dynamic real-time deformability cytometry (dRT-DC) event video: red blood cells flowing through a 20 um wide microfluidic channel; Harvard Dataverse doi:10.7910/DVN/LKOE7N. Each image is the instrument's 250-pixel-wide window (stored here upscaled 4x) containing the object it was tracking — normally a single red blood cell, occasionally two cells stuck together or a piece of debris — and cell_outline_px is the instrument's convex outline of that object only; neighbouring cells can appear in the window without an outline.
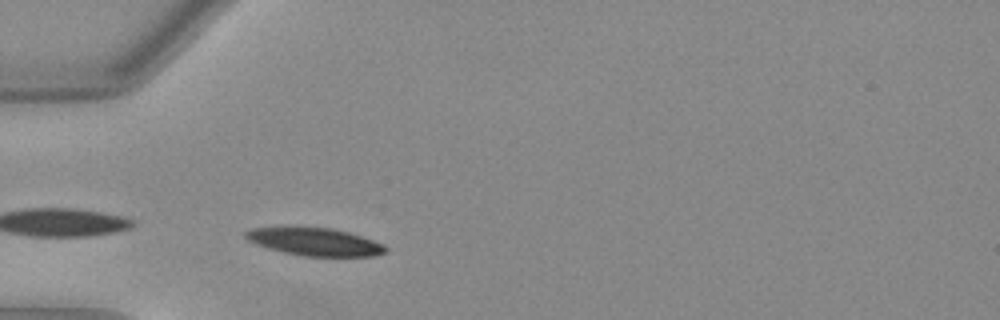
{"species": "Egyptian fruit bat (a non-hibernating species)", "species_latin": "Rousettus aegyptiacus", "temperature_condition": "warm", "stored_images_in_passage": 22, "camera_frame_rate_fps": 3000, "um_per_image_px": 0.085, "animal": {"sex": "female"}, "frame": {"image": 1, "passage_image": 1, "time_ms": 0.0, "image_size_px": [1000, 320], "cell_outline_px": [[388, 248], [384, 252], [372, 256], [300, 256], [268, 248], [256, 244], [248, 240], [244, 236], [244, 232], [252, 228], [332, 228], [348, 232], [384, 244]], "centroid_in_image_um": [26.76, 20.56], "position_along_channel_um": 58.2, "area_um2": 22.2}}
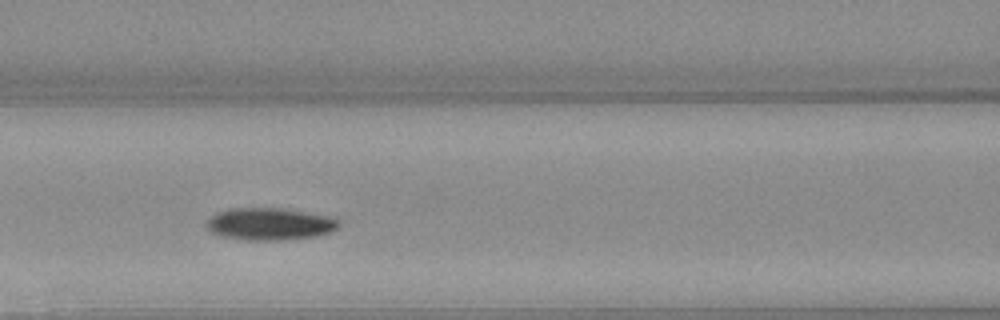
{"frame": {"image": 2, "passage_image": 8, "time_ms": 2.333, "image_size_px": [1000, 320], "cell_outline_px": [[340, 224], [332, 232], [316, 236], [288, 240], [244, 240], [216, 236], [208, 232], [204, 228], [204, 220], [216, 212], [232, 208], [280, 208], [328, 216], [340, 220]], "centroid_in_image_um": [22.82, 19.05], "position_along_channel_um": 143.8, "area_um2": 25.43}}
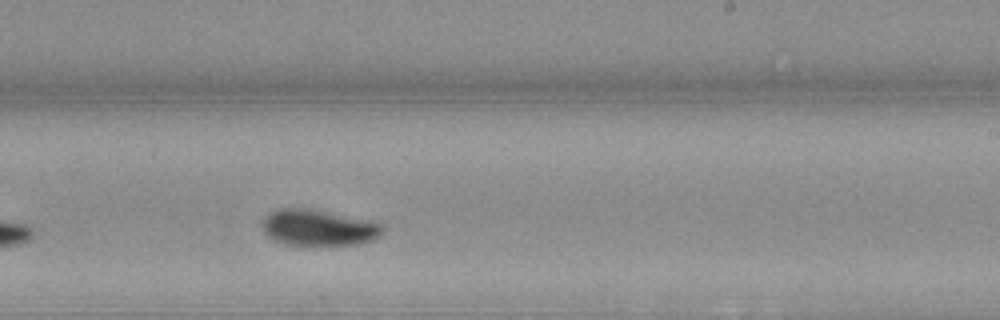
{"frame": {"image": 3, "passage_image": 17, "time_ms": 5.333, "image_size_px": [1000, 320], "cell_outline_px": [[384, 228], [380, 236], [372, 240], [356, 244], [284, 244], [268, 236], [264, 232], [264, 216], [280, 208], [308, 208], [364, 220], [380, 224]], "centroid_in_image_um": [27.04, 19.35], "position_along_channel_um": 262.0, "area_um2": 24.51}}